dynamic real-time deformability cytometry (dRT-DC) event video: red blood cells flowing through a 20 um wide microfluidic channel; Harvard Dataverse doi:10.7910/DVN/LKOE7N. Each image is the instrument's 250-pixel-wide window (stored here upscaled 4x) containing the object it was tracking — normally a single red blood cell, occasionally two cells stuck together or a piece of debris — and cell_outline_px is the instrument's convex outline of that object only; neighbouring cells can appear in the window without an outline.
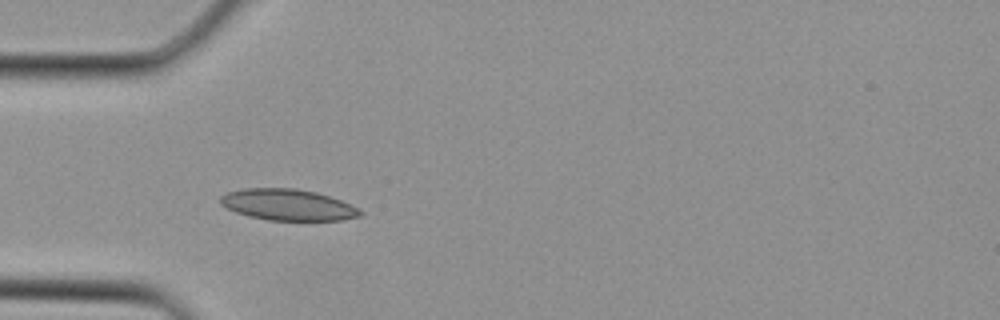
{"species": "Egyptian fruit bat (a non-hibernating species)", "species_latin": "Rousettus aegyptiacus", "temperature_condition": "cold", "stored_images_in_passage": 2, "camera_frame_rate_fps": 3000, "um_per_image_px": 0.085, "animal": {"sex": "female"}, "frame": {"image": 1, "passage_image": 1, "time_ms": 0.0, "image_size_px": [1000, 320], "cell_outline_px": [[364, 212], [360, 216], [344, 220], [268, 220], [248, 216], [236, 212], [220, 204], [220, 196], [228, 192], [244, 188], [296, 188], [316, 192], [340, 200]], "centroid_in_image_um": [24.45, 17.4], "position_along_channel_um": 60.6, "area_um2": 25.32}}
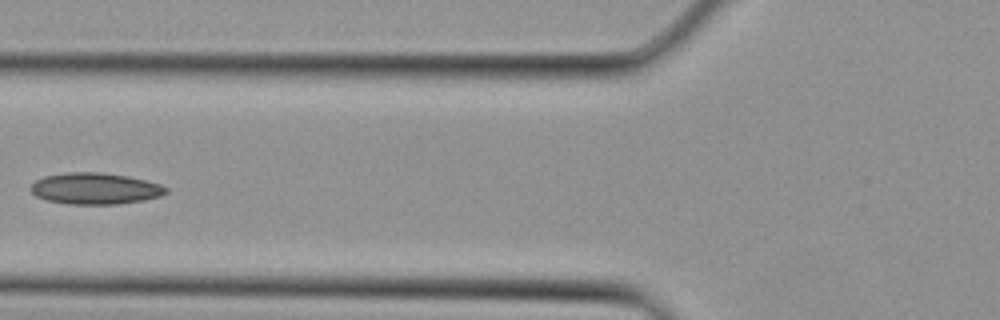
{"frame": {"image": 2, "passage_image": 2, "time_ms": 0.333, "image_size_px": [1000, 320], "cell_outline_px": [[168, 192], [160, 196], [144, 200], [120, 204], [68, 204], [48, 200], [36, 196], [28, 188], [36, 180], [44, 176], [68, 172], [100, 172], [124, 176], [144, 180], [160, 184], [168, 188]], "centroid_in_image_um": [8.07, 16.03], "position_along_channel_um": 117.7, "area_um2": 24.68}}